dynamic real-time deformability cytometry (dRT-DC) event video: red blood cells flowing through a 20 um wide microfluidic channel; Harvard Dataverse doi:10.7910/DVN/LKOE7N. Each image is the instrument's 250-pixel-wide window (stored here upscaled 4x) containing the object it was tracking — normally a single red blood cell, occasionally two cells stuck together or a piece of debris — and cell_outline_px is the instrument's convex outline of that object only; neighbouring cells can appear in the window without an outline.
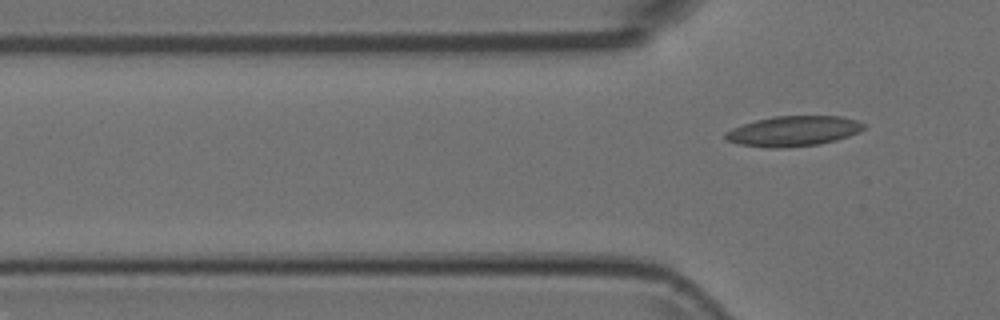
{"species": "Egyptian fruit bat (a non-hibernating species)", "species_latin": "Rousettus aegyptiacus", "temperature_condition": "room temperature", "stored_images_in_passage": 2, "camera_frame_rate_fps": 3000, "um_per_image_px": 0.085, "animal": {"sex": "female"}, "frame": {"image": 1, "passage_image": 2, "time_ms": 0.333, "image_size_px": [1000, 320], "cell_outline_px": [[864, 128], [860, 132], [836, 140], [820, 144], [784, 148], [768, 148], [740, 144], [728, 140], [724, 136], [724, 132], [732, 128], [756, 120], [772, 116], [844, 116], [856, 120], [864, 124]], "centroid_in_image_um": [67.45, 11.14], "position_along_channel_um": 58.4, "area_um2": 24.39}}